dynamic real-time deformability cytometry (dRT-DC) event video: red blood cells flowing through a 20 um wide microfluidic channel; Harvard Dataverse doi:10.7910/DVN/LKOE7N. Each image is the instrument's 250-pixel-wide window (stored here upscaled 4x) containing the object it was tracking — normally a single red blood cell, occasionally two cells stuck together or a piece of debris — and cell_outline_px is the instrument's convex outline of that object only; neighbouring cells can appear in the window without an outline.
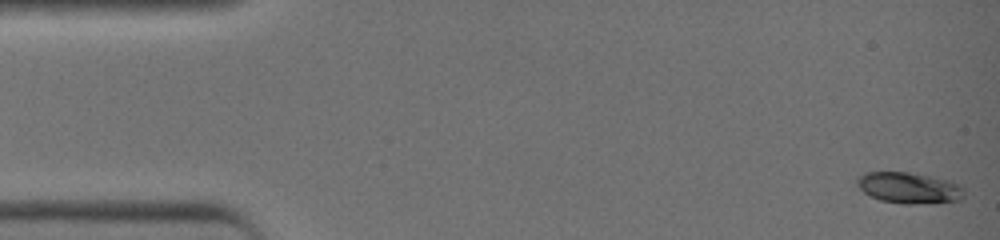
{"species": "common noctule bat (a hibernating species)", "species_latin": "Nyctalus noctula", "temperature_condition": "warm", "stored_images_in_passage": 41, "camera_frame_rate_fps": 3000, "um_per_image_px": 0.085, "animal": {"sex": "female", "body_mass_g": 19.0, "forearm_length_mm": 51.5}, "frame": {"image": 1, "passage_image": 1, "time_ms": 0.0, "image_size_px": [1000, 240], "cell_outline_px": [[960, 196], [956, 200], [908, 204], [904, 204], [880, 200], [864, 192], [860, 188], [860, 176], [868, 172], [904, 172], [944, 180], [956, 184], [960, 188]], "centroid_in_image_um": [77.17, 15.97], "position_along_channel_um": 7.8, "area_um2": 18.03}}
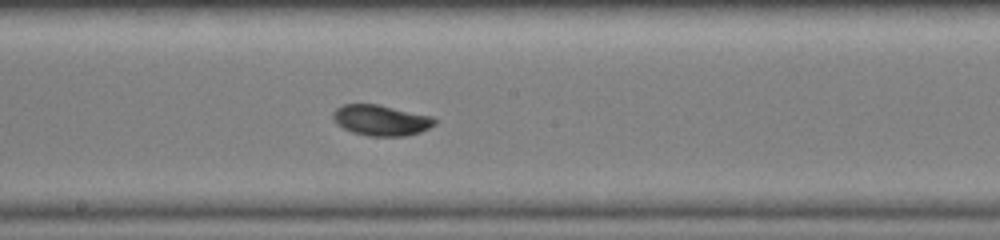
{"frame": {"image": 2, "passage_image": 23, "time_ms": 7.333, "image_size_px": [1000, 240], "cell_outline_px": [[436, 124], [420, 132], [404, 136], [368, 136], [352, 132], [344, 128], [336, 120], [336, 112], [344, 104], [376, 104], [428, 116], [436, 120]], "centroid_in_image_um": [32.44, 10.24], "position_along_channel_um": 215.8, "area_um2": 17.4}}
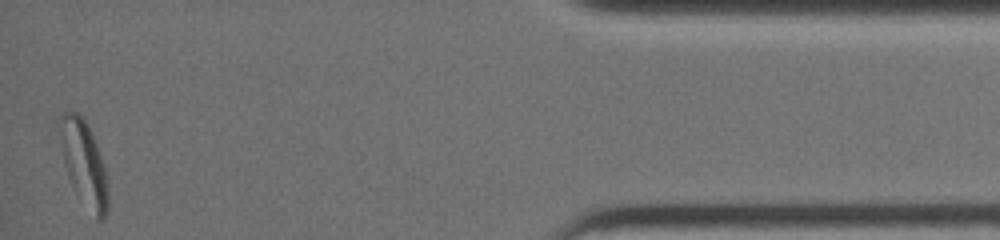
{"frame": {"image": 3, "passage_image": 41, "time_ms": 13.333, "image_size_px": [1000, 240], "cell_outline_px": [[108, 208], [104, 220], [96, 220], [72, 184], [68, 176], [64, 164], [64, 112], [76, 112], [84, 120], [88, 128], [104, 168], [108, 196]], "centroid_in_image_um": [7.21, 14.06], "position_along_channel_um": 428.0, "area_um2": 21.68}, "authors_computed_cell_mechanics": {"area_um2": 17.3978, "velocity_mm_per_s": 4.6129, "shape_relaxation_time_tau1_ms": 2.5105, "shape_relaxation_time_tau2_ms": null, "deformation_change_tau1": 0.1119, "deformation_change_tau2": null}}